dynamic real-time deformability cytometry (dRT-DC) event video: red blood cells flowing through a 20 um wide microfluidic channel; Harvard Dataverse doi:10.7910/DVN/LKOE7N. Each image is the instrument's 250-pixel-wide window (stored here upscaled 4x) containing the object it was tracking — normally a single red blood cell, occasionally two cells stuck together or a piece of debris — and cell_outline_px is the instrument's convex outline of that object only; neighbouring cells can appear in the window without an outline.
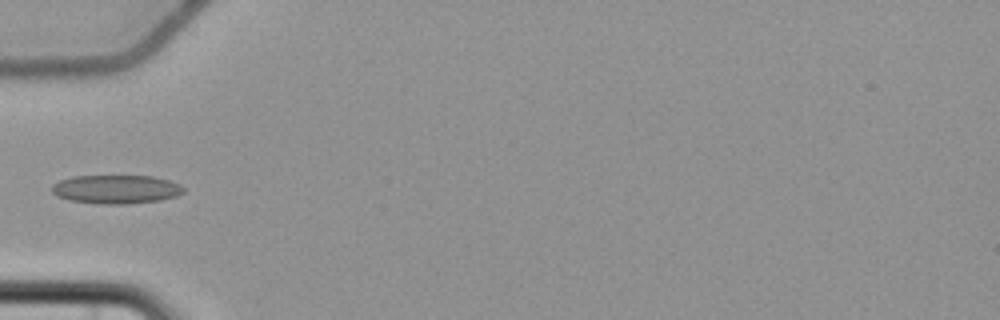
{"species": "common noctule bat (a hibernating species)", "species_latin": "Nyctalus noctula", "temperature_condition": "cold", "stored_images_in_passage": 6, "camera_frame_rate_fps": 3000, "um_per_image_px": 0.085, "animal": {"sex": "female", "body_mass_g": 22.7, "forearm_length_mm": 54.2}, "frame": {"image": 1, "passage_image": 6, "time_ms": 6.333, "image_size_px": [1000, 320], "cell_outline_px": [[184, 192], [176, 196], [160, 200], [128, 204], [100, 204], [68, 200], [56, 196], [52, 192], [52, 184], [60, 180], [72, 176], [152, 176], [168, 180], [180, 184], [184, 188]], "centroid_in_image_um": [9.85, 16.09], "position_along_channel_um": 75.2, "area_um2": 22.14}}